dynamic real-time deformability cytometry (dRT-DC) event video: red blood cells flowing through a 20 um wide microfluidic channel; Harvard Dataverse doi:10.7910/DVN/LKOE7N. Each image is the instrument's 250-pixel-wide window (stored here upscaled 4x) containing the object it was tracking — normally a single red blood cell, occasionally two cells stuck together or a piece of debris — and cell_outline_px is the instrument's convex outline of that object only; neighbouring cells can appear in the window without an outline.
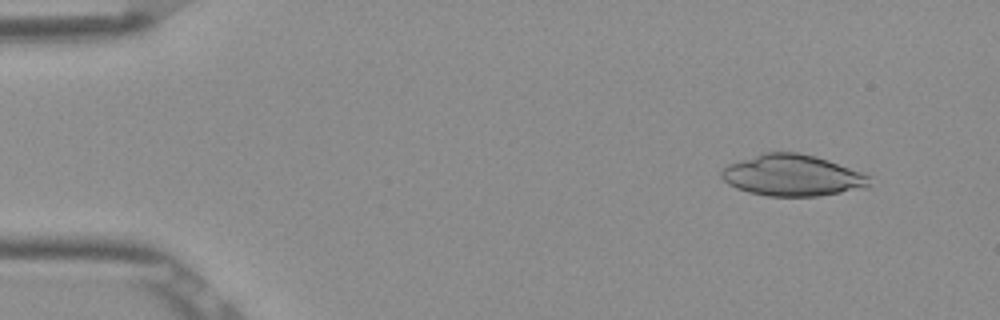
{"species": "Egyptian fruit bat (a non-hibernating species)", "species_latin": "Rousettus aegyptiacus", "temperature_condition": "room temperature", "stored_images_in_passage": 5, "camera_frame_rate_fps": 3000, "um_per_image_px": 0.085, "frame": {"image": 1, "passage_image": 2, "time_ms": 0.333, "image_size_px": [1000, 320], "cell_outline_px": [[872, 176], [868, 188], [820, 196], [768, 196], [748, 192], [736, 188], [728, 184], [720, 176], [720, 172], [728, 164], [764, 152], [800, 152], [816, 156], [872, 172]], "centroid_in_image_um": [67.48, 14.9], "position_along_channel_um": 17.5, "area_um2": 36.65}}